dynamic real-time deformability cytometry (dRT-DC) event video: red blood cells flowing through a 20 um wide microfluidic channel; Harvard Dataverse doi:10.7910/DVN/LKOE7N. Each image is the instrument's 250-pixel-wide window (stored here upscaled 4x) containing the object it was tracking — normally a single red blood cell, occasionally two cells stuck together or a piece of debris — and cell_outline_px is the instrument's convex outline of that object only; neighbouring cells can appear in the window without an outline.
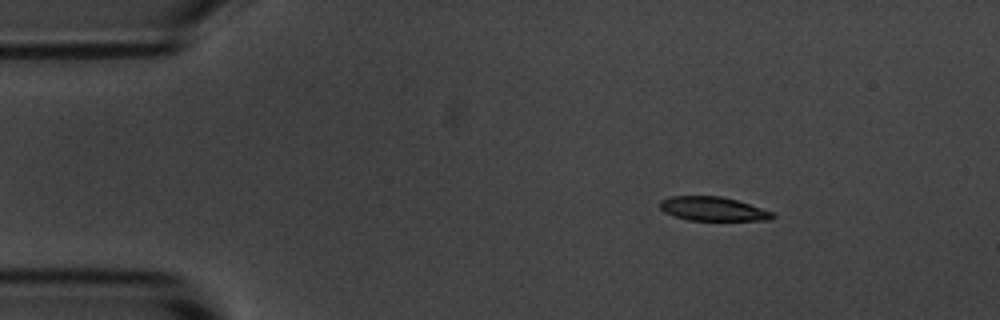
{"species": "common noctule bat (a hibernating species)", "species_latin": "Nyctalus noctula", "temperature_condition": "room temperature", "stored_images_in_passage": 4, "segment_of_instrument_passage": [1, 2], "camera_frame_rate_fps": 3000, "um_per_image_px": 0.085, "animal": {"sex": "male", "body_mass_g": 20.1, "forearm_length_mm": 53.5}, "frame": {"image": 1, "passage_image": 1, "time_ms": 0.0, "image_size_px": [1000, 320], "cell_outline_px": [[776, 216], [772, 220], [688, 220], [664, 212], [660, 208], [660, 200], [672, 196], [720, 196], [736, 200], [772, 212]], "centroid_in_image_um": [60.59, 17.75], "position_along_channel_um": 24.4, "area_um2": 15.55}}